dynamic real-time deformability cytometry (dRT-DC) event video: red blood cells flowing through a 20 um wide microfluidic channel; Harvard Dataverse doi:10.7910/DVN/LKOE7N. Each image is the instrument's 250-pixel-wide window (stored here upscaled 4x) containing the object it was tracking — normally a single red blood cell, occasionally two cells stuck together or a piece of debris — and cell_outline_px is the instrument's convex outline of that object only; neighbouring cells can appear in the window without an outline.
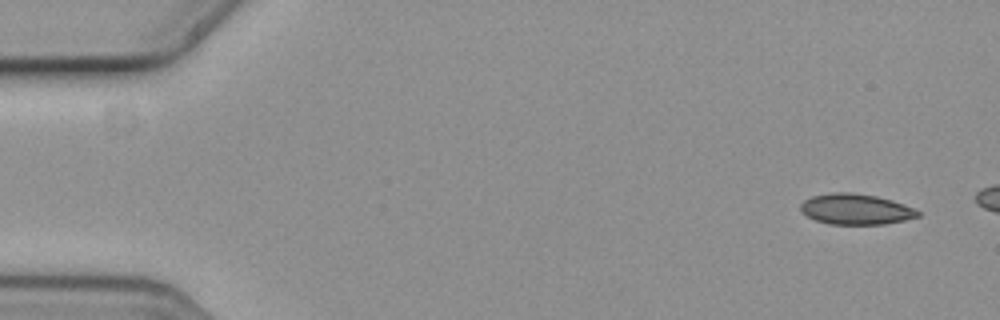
{"species": "common noctule bat (a hibernating species)", "species_latin": "Nyctalus noctula", "temperature_condition": "cold", "stored_images_in_passage": 4, "camera_frame_rate_fps": 3000, "um_per_image_px": 0.085, "animal": {"sex": "female", "body_mass_g": 19.3, "forearm_length_mm": 54.1}, "frame": {"image": 1, "passage_image": 1, "time_ms": 0.0, "image_size_px": [1000, 320], "cell_outline_px": [[920, 216], [904, 220], [884, 224], [828, 224], [816, 220], [800, 212], [800, 204], [804, 200], [812, 196], [832, 192], [848, 192], [876, 196], [892, 200], [904, 204], [920, 212]], "centroid_in_image_um": [72.71, 17.78], "position_along_channel_um": 12.3, "area_um2": 20.92}}